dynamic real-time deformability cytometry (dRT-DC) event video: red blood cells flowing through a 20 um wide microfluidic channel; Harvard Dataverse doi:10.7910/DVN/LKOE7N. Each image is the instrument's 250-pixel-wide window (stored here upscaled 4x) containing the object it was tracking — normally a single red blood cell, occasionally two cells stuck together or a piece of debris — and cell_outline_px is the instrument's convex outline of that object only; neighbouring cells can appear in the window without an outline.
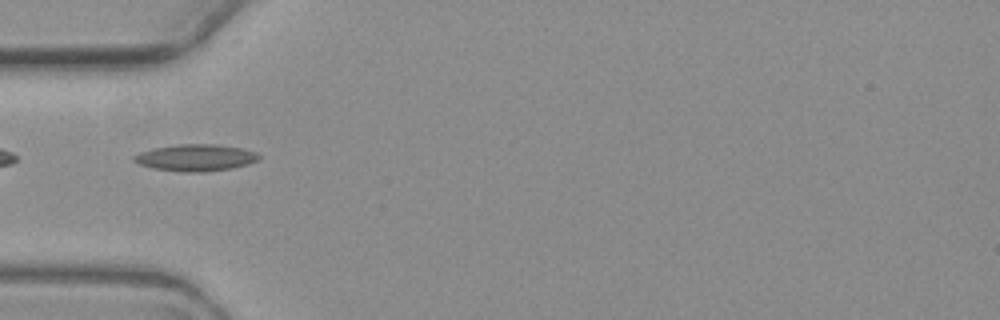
{"species": "common noctule bat (a hibernating species)", "species_latin": "Nyctalus noctula", "temperature_condition": "warm", "stored_images_in_passage": 3, "camera_frame_rate_fps": 3000, "um_per_image_px": 0.085, "animal": {"sex": "female", "body_mass_g": 19.3, "forearm_length_mm": 54.1}, "frame": {"image": 1, "passage_image": 1, "time_ms": 0.0, "image_size_px": [1000, 320], "cell_outline_px": [[260, 156], [256, 160], [248, 164], [232, 168], [204, 172], [184, 172], [152, 168], [140, 164], [132, 160], [132, 156], [140, 152], [152, 148], [180, 144], [212, 144], [240, 148], [256, 152]], "centroid_in_image_um": [16.59, 13.4], "position_along_channel_um": 68.4, "area_um2": 19.36}}
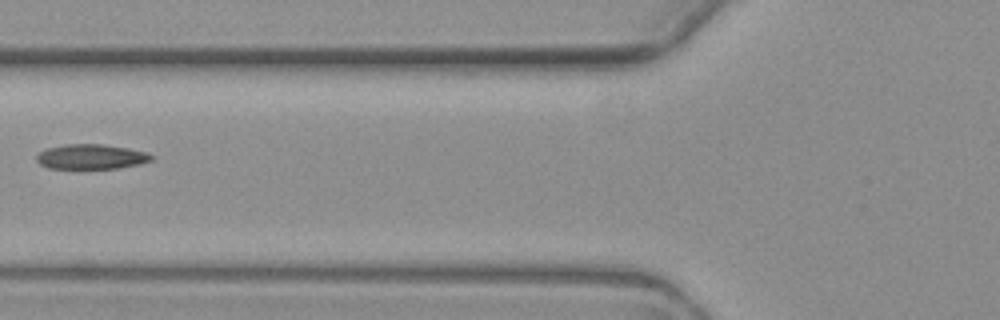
{"frame": {"image": 2, "passage_image": 2, "time_ms": 1.333, "image_size_px": [1000, 320], "cell_outline_px": [[156, 156], [152, 160], [140, 164], [116, 168], [48, 168], [40, 164], [36, 160], [36, 156], [40, 152], [48, 148], [64, 144], [100, 144], [128, 148], [148, 152]], "centroid_in_image_um": [7.78, 13.31], "position_along_channel_um": 118.0, "area_um2": 16.65}}
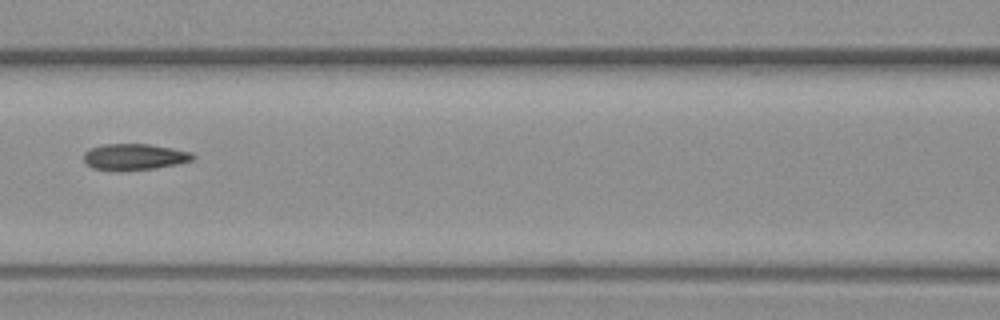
{"frame": {"image": 3, "passage_image": 3, "time_ms": 2.333, "image_size_px": [1000, 320], "cell_outline_px": [[196, 156], [192, 160], [180, 164], [156, 168], [92, 168], [84, 160], [84, 152], [92, 148], [104, 144], [148, 144], [172, 148], [192, 152]], "centroid_in_image_um": [11.51, 13.29], "position_along_channel_um": 155.1, "area_um2": 16.01}}